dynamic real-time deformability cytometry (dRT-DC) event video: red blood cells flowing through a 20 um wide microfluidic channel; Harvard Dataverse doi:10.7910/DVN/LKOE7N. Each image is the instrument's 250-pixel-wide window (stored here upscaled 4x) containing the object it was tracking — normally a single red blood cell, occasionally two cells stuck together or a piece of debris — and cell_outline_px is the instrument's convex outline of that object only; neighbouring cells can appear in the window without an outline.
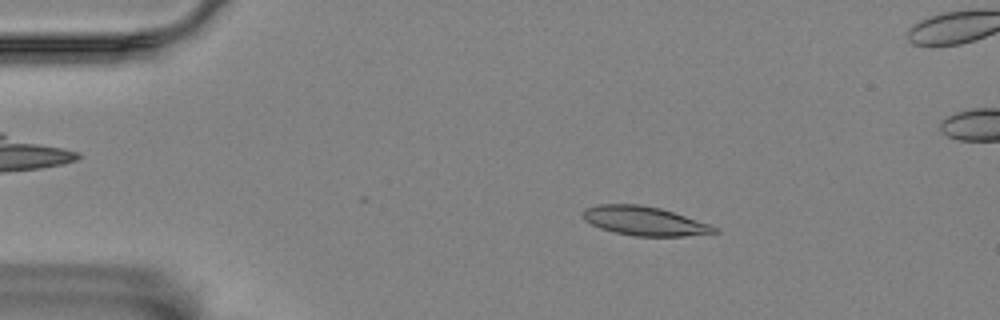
{"species": "Egyptian fruit bat (a non-hibernating species)", "species_latin": "Rousettus aegyptiacus", "temperature_condition": "room temperature", "stored_images_in_passage": 4, "camera_frame_rate_fps": 3000, "um_per_image_px": 0.085, "animal": {"sex": "female"}, "frame": {"image": 1, "passage_image": 2, "time_ms": 2.0, "image_size_px": [1000, 320], "cell_outline_px": [[720, 232], [684, 236], [636, 236], [612, 232], [600, 228], [584, 220], [584, 208], [596, 204], [640, 204], [660, 208], [720, 228]], "centroid_in_image_um": [54.76, 18.78], "position_along_channel_um": 30.2, "area_um2": 22.14}}